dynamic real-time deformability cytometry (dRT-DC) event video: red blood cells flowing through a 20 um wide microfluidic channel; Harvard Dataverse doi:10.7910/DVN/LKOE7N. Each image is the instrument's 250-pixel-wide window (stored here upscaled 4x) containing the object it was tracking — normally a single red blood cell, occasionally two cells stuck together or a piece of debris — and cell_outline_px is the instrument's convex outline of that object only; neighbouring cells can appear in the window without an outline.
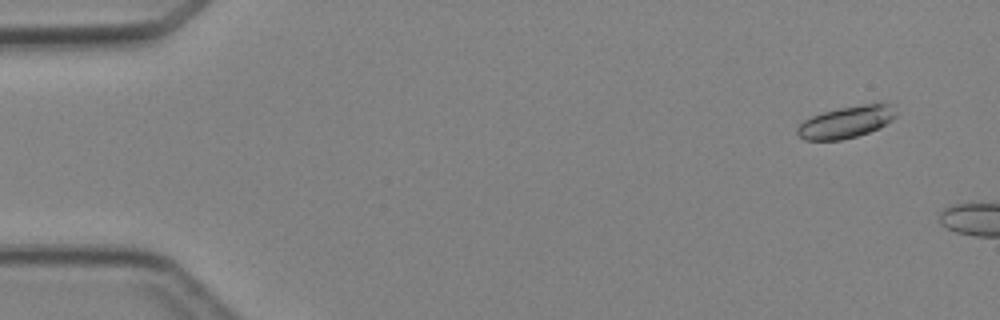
{"species": "Egyptian fruit bat (a non-hibernating species)", "species_latin": "Rousettus aegyptiacus", "temperature_condition": "cold", "stored_images_in_passage": 5, "camera_frame_rate_fps": 3000, "um_per_image_px": 0.085, "animal": {"sex": "female"}, "frame": {"image": 1, "passage_image": 2, "time_ms": 1.0, "image_size_px": [1000, 320], "cell_outline_px": [[896, 116], [892, 120], [880, 128], [856, 136], [840, 140], [804, 140], [796, 132], [796, 128], [804, 120], [812, 116], [824, 112], [840, 108], [864, 104], [892, 104], [896, 112]], "centroid_in_image_um": [71.92, 10.38], "position_along_channel_um": 13.1, "area_um2": 18.15}}